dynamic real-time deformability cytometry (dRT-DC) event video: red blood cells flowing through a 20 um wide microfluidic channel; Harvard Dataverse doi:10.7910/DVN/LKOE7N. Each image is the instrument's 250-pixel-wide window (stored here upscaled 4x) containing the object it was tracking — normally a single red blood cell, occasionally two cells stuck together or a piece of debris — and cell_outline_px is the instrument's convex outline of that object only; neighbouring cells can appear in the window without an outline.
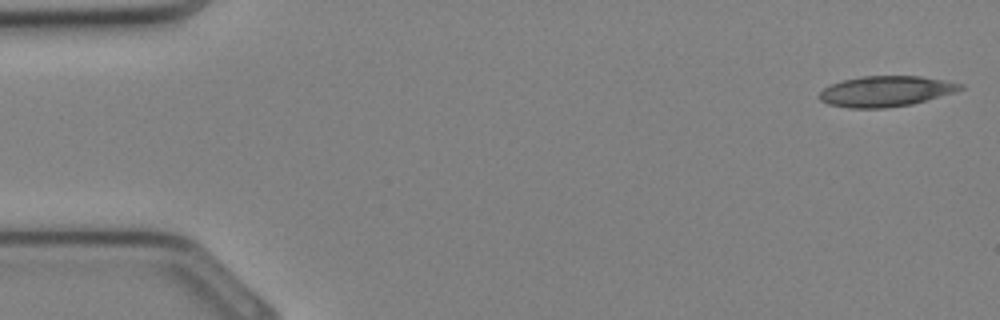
{"species": "Egyptian fruit bat (a non-hibernating species)", "species_latin": "Rousettus aegyptiacus", "temperature_condition": "cold", "stored_images_in_passage": 34, "segment_of_instrument_passage": [1, 2], "camera_frame_rate_fps": 3000, "um_per_image_px": 0.085, "animal": {"sex": "female"}, "frame": {"image": 1, "passage_image": 1, "time_ms": 0.0, "image_size_px": [1000, 320], "cell_outline_px": [[964, 88], [956, 92], [912, 104], [884, 108], [848, 108], [828, 104], [820, 100], [820, 92], [824, 88], [832, 84], [844, 80], [864, 76], [920, 76], [944, 80], [964, 84]], "centroid_in_image_um": [75.32, 7.76], "position_along_channel_um": 9.7, "area_um2": 25.03}}
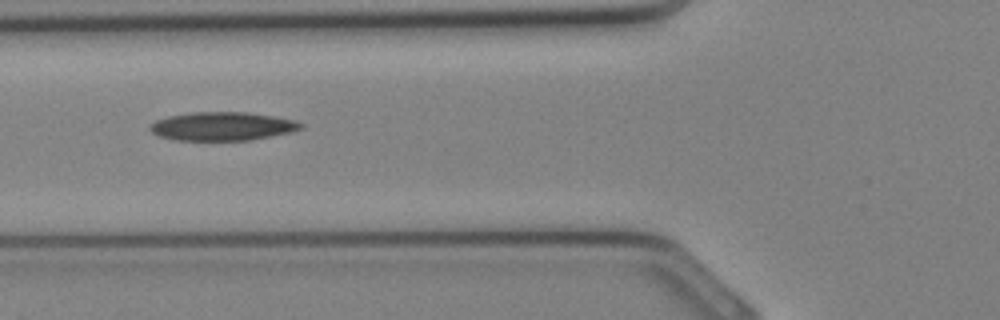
{"frame": {"image": 2, "passage_image": 12, "time_ms": 3.667, "image_size_px": [1000, 320], "cell_outline_px": [[304, 128], [292, 132], [248, 140], [176, 140], [160, 136], [152, 132], [148, 128], [156, 120], [168, 116], [192, 112], [248, 112], [276, 116], [296, 120], [304, 124]], "centroid_in_image_um": [18.95, 10.72], "position_along_channel_um": 106.9, "area_um2": 25.14}}
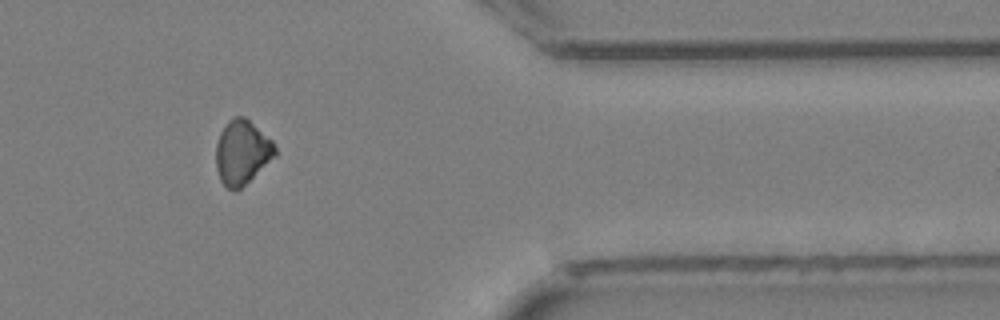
{"frame": {"image": 3, "passage_image": 27, "time_ms": 8.667, "image_size_px": [1000, 320], "cell_outline_px": [[276, 156], [236, 192], [228, 188], [220, 180], [216, 168], [216, 144], [220, 132], [228, 120], [232, 116], [244, 116], [272, 140], [276, 144]], "centroid_in_image_um": [20.57, 12.93], "position_along_channel_um": 390.8, "area_um2": 22.2}}